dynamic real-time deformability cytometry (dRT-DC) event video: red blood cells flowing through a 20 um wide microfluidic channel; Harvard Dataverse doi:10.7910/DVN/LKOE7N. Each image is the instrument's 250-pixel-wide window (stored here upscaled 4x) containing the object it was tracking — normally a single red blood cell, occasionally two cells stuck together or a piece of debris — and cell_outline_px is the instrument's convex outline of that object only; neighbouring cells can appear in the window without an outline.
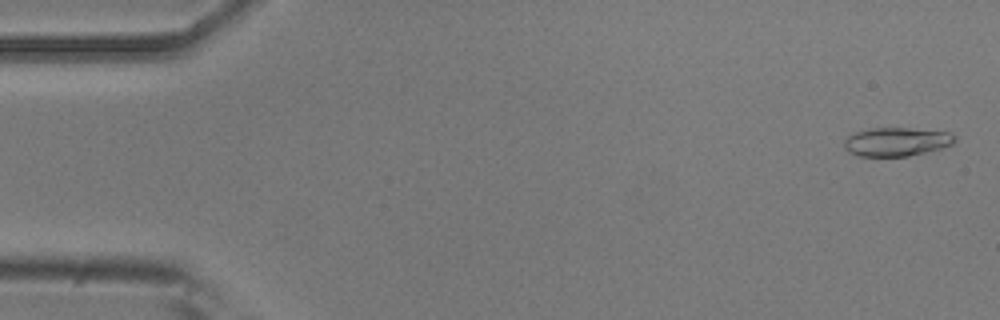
{"species": "common noctule bat (a hibernating species)", "species_latin": "Nyctalus noctula", "temperature_condition": "room temperature", "stored_images_in_passage": 50, "camera_frame_rate_fps": 3000, "um_per_image_px": 0.085, "animal": {"sex": "male", "body_mass_g": 20.5, "forearm_length_mm": 52.5}, "frame": {"image": 1, "passage_image": 2, "time_ms": 0.333, "image_size_px": [1000, 320], "cell_outline_px": [[956, 140], [952, 144], [940, 148], [908, 156], [860, 156], [848, 152], [844, 148], [844, 140], [848, 136], [856, 132], [872, 128], [908, 128], [948, 132], [956, 136]], "centroid_in_image_um": [76.18, 12.05], "position_along_channel_um": 8.8, "area_um2": 18.32}}
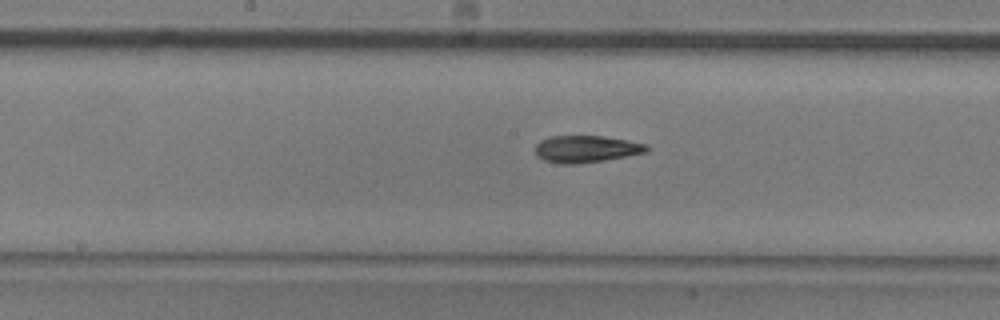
{"frame": {"image": 2, "passage_image": 27, "time_ms": 8.667, "image_size_px": [1000, 320], "cell_outline_px": [[648, 152], [604, 160], [576, 164], [560, 164], [544, 160], [536, 156], [536, 144], [540, 140], [552, 136], [600, 136], [628, 140], [648, 144]], "centroid_in_image_um": [49.82, 12.66], "position_along_channel_um": 198.4, "area_um2": 17.51}}
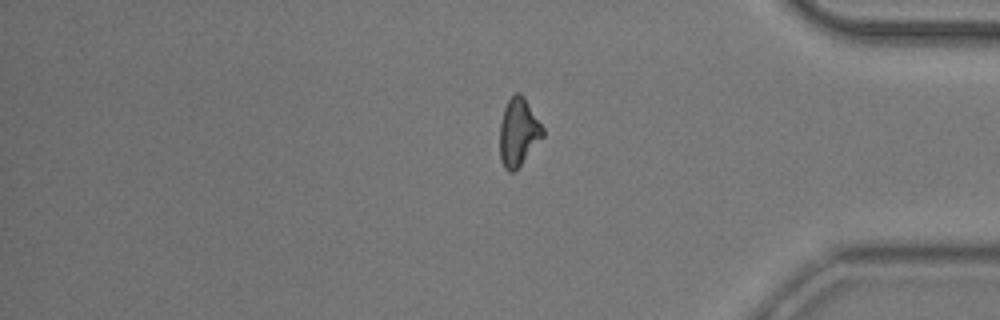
{"frame": {"image": 3, "passage_image": 44, "time_ms": 14.333, "image_size_px": [1000, 320], "cell_outline_px": [[544, 136], [516, 172], [508, 172], [504, 168], [500, 160], [500, 124], [504, 108], [508, 100], [516, 92], [520, 92], [524, 96], [544, 128]], "centroid_in_image_um": [44.07, 11.27], "position_along_channel_um": 391.1, "area_um2": 17.28}}